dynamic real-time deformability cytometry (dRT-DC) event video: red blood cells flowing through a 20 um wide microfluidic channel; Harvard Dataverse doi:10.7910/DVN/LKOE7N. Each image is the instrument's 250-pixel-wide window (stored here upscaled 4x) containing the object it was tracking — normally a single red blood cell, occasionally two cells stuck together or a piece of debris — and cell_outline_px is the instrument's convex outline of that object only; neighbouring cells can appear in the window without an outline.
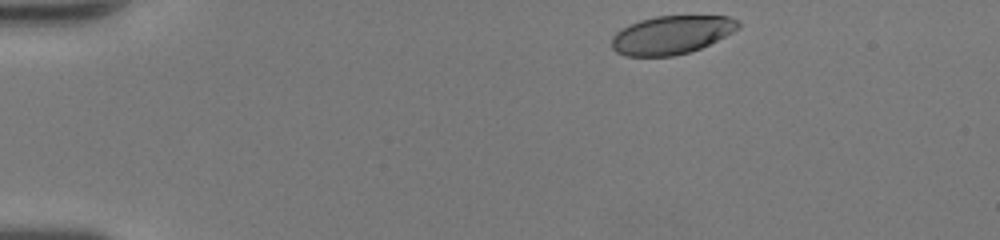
{"species": "human", "species_latin": "Homo sapiens", "temperature_condition": "room temperature", "stored_images_in_passage": 41, "camera_frame_rate_fps": 3000, "um_per_image_px": 0.085, "donor": {"sex": "female"}, "frame": {"image": 1, "passage_image": 1, "time_ms": 0.0, "image_size_px": [1000, 240], "cell_outline_px": [[740, 24], [732, 32], [700, 48], [688, 52], [672, 56], [624, 56], [616, 52], [612, 48], [612, 36], [616, 32], [628, 24], [640, 20], [656, 16], [728, 16], [740, 20]], "centroid_in_image_um": [57.03, 2.96], "position_along_channel_um": 28.0, "area_um2": 28.15}}
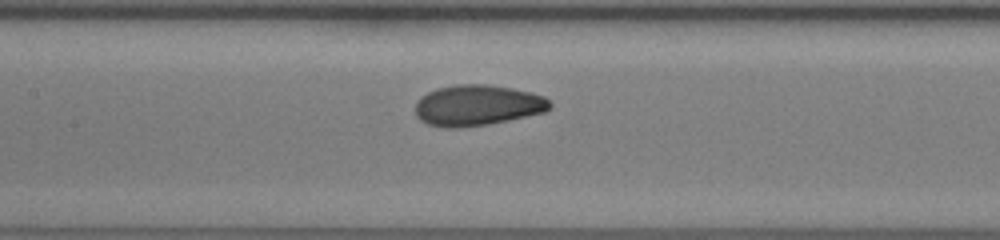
{"frame": {"image": 2, "passage_image": 17, "time_ms": 5.333, "image_size_px": [1000, 240], "cell_outline_px": [[552, 108], [544, 112], [508, 120], [488, 124], [456, 128], [448, 128], [428, 124], [420, 120], [416, 116], [416, 100], [420, 96], [436, 88], [456, 84], [488, 84], [512, 88], [532, 92], [544, 96], [552, 104]], "centroid_in_image_um": [40.57, 8.94], "position_along_channel_um": 166.8, "area_um2": 32.19}}
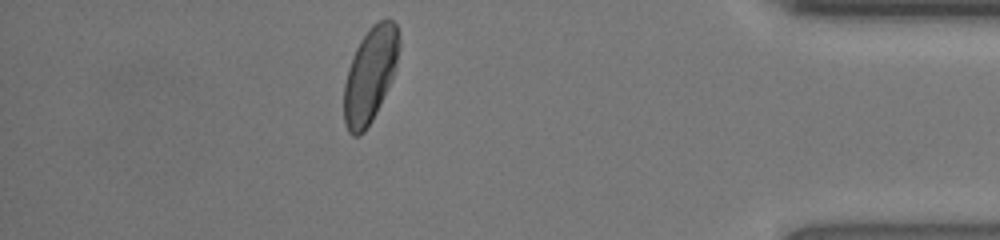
{"frame": {"image": 3, "passage_image": 36, "time_ms": 11.667, "image_size_px": [1000, 240], "cell_outline_px": [[400, 48], [396, 68], [392, 80], [372, 120], [364, 132], [360, 136], [352, 136], [348, 132], [344, 124], [344, 84], [348, 68], [352, 56], [360, 40], [372, 24], [388, 16], [396, 24], [400, 36]], "centroid_in_image_um": [31.47, 6.34], "position_along_channel_um": 403.7, "area_um2": 30.98}, "authors_computed_cell_mechanics": {"area_um2": 30.9808, "velocity_mm_per_s": 4.3158, "shape_relaxation_time_tau1_ms": 3.7175, "shape_relaxation_time_tau2_ms": 0.7593, "deformation_change_tau1": 0.1396, "deformation_change_tau2": 0.0531}}